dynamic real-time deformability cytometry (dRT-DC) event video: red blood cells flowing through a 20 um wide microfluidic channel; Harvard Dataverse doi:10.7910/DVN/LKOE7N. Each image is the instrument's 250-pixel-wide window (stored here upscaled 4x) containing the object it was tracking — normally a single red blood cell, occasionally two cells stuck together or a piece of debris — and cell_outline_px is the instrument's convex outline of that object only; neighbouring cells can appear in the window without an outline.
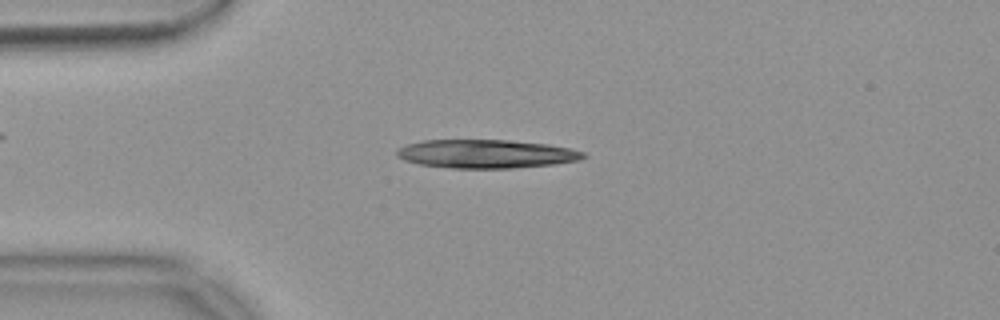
{"species": "common noctule bat (a hibernating species)", "species_latin": "Nyctalus noctula", "temperature_condition": "warm", "stored_images_in_passage": 53, "camera_frame_rate_fps": 3000, "um_per_image_px": 0.085, "animal": {"sex": "female", "body_mass_g": 18.4}, "frame": {"image": 1, "passage_image": 13, "time_ms": 4.0, "image_size_px": [1000, 320], "cell_outline_px": [[588, 156], [580, 160], [552, 164], [512, 168], [452, 168], [420, 164], [404, 160], [396, 156], [396, 148], [408, 144], [424, 140], [508, 140], [548, 144], [572, 148], [584, 152]], "centroid_in_image_um": [41.33, 13.07], "position_along_channel_um": 43.7, "area_um2": 31.1}}